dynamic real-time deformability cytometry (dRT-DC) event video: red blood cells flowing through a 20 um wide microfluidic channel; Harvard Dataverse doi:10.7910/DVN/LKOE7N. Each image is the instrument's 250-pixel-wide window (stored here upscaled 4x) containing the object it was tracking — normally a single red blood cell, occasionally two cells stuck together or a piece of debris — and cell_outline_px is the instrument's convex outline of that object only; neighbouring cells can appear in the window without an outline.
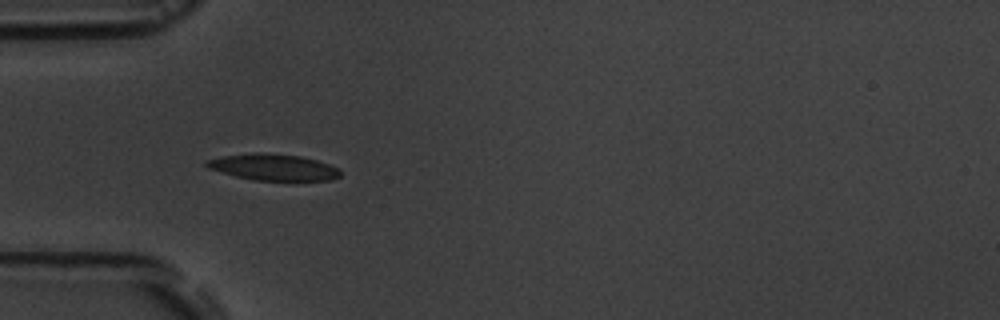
{"species": "common noctule bat (a hibernating species)", "species_latin": "Nyctalus noctula", "temperature_condition": "room temperature", "stored_images_in_passage": 2, "camera_frame_rate_fps": 3000, "um_per_image_px": 0.085, "animal": {"sex": "male", "body_mass_g": 19.5, "forearm_length_mm": 54.6}, "frame": {"image": 1, "passage_image": 1, "time_ms": 0.0, "image_size_px": [1000, 320], "cell_outline_px": [[340, 176], [328, 180], [292, 184], [252, 180], [236, 176], [208, 168], [204, 164], [204, 160], [220, 156], [252, 152], [260, 152], [300, 156], [316, 160], [340, 168]], "centroid_in_image_um": [23.26, 14.26], "position_along_channel_um": 61.7, "area_um2": 21.68}}
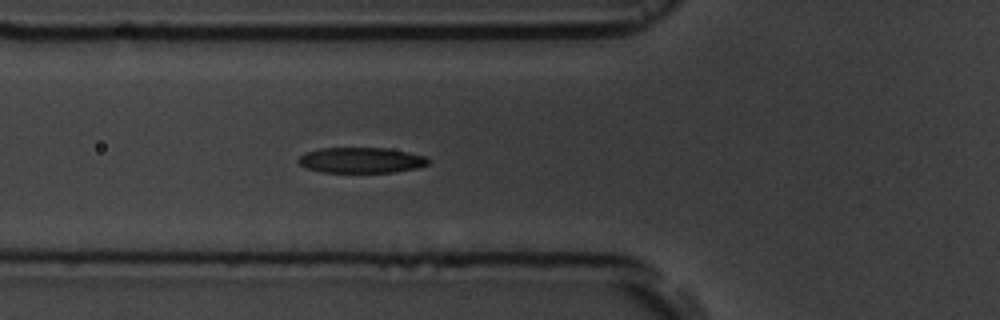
{"frame": {"image": 2, "passage_image": 2, "time_ms": 1.0, "image_size_px": [1000, 320], "cell_outline_px": [[428, 164], [420, 168], [396, 172], [320, 172], [304, 168], [296, 160], [304, 152], [320, 148], [384, 148], [408, 152], [428, 156]], "centroid_in_image_um": [30.69, 13.62], "position_along_channel_um": 95.1, "area_um2": 19.59}}